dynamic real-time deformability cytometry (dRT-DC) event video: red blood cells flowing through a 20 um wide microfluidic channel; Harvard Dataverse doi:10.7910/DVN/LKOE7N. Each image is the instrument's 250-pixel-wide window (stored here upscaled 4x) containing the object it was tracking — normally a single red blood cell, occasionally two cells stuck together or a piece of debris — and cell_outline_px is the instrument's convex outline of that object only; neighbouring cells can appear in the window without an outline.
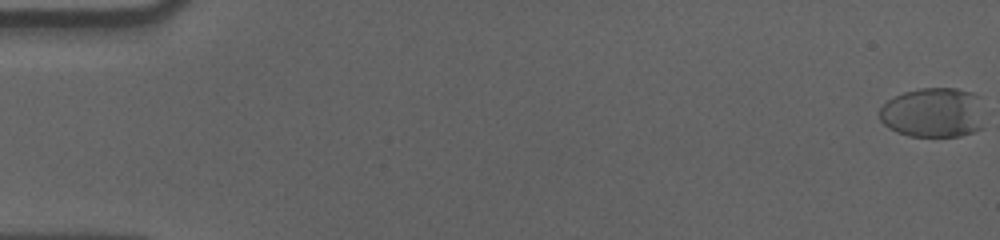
{"species": "human", "species_latin": "Homo sapiens", "temperature_condition": "cold", "stored_images_in_passage": 59, "camera_frame_rate_fps": 3000, "um_per_image_px": 0.085, "donor": {"sex": "male"}, "frame": {"image": 1, "passage_image": 1, "time_ms": 0.0, "image_size_px": [1000, 240], "cell_outline_px": [[984, 128], [960, 136], [908, 136], [896, 132], [888, 128], [880, 120], [880, 108], [888, 100], [904, 92], [920, 88], [956, 88], [972, 92], [980, 96]], "centroid_in_image_um": [79.35, 9.57], "position_along_channel_um": 5.6, "area_um2": 30.81}}
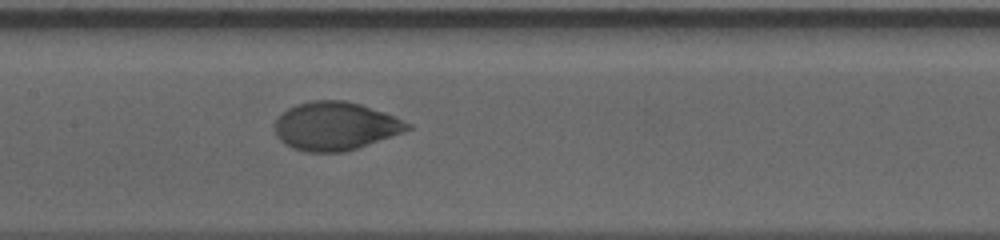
{"frame": {"image": 2, "passage_image": 30, "time_ms": 9.667, "image_size_px": [1000, 240], "cell_outline_px": [[412, 128], [356, 148], [344, 152], [304, 152], [292, 148], [284, 144], [276, 136], [276, 120], [288, 108], [296, 104], [312, 100], [344, 100], [360, 104], [392, 116], [412, 124]], "centroid_in_image_um": [28.45, 10.72], "position_along_channel_um": 178.9, "area_um2": 36.82}}
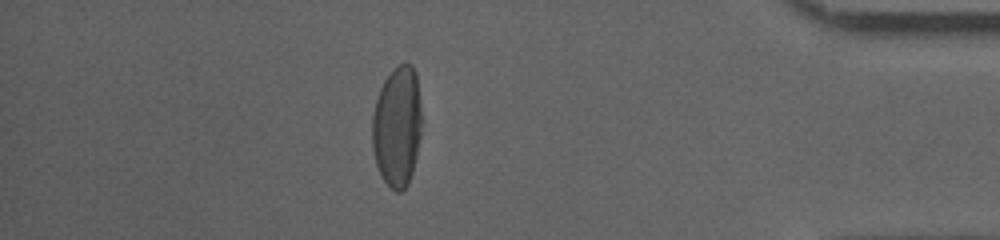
{"frame": {"image": 3, "passage_image": 52, "time_ms": 17.0, "image_size_px": [1000, 240], "cell_outline_px": [[420, 136], [416, 156], [412, 172], [408, 184], [400, 192], [396, 192], [384, 180], [376, 164], [372, 148], [372, 116], [376, 100], [380, 88], [384, 80], [400, 64], [412, 64], [416, 72], [420, 100]], "centroid_in_image_um": [33.75, 10.75], "position_along_channel_um": 401.5, "area_um2": 34.51}, "authors_computed_cell_mechanics": {"area_um2": 35.6626, "velocity_mm_per_s": 3.552, "shape_relaxation_time_tau1_ms": 4.23, "shape_relaxation_time_tau2_ms": null, "deformation_change_tau1": 0.1773, "deformation_change_tau2": null}}